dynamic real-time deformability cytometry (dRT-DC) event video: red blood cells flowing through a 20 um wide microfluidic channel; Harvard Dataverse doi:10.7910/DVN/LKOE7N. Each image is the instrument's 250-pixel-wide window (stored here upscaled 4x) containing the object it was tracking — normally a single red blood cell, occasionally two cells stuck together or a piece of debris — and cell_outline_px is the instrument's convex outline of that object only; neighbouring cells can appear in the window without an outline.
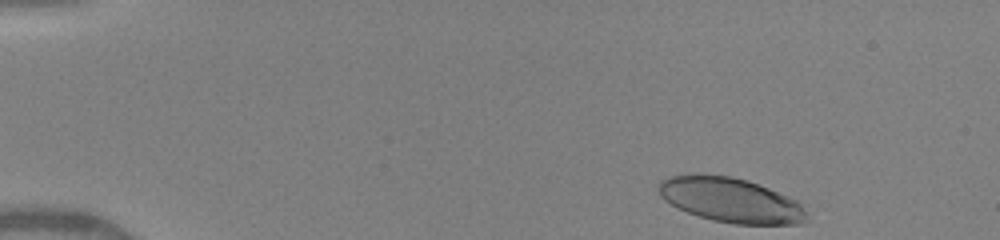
{"species": "human", "species_latin": "Homo sapiens", "temperature_condition": "warm", "stored_images_in_passage": 20, "camera_frame_rate_fps": 3000, "um_per_image_px": 0.085, "donor": {"sex": "female"}, "frame": {"image": 1, "passage_image": 1, "time_ms": 0.0, "image_size_px": [1000, 240], "cell_outline_px": [[808, 220], [804, 224], [736, 224], [712, 220], [688, 212], [664, 200], [660, 196], [660, 180], [668, 176], [692, 172], [696, 172], [732, 176], [748, 180], [788, 196], [796, 200], [800, 204], [808, 216]], "centroid_in_image_um": [62.1, 16.98], "position_along_channel_um": 22.9, "area_um2": 38.84}}
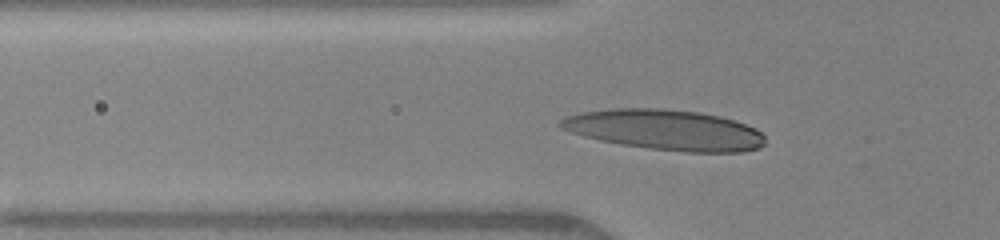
{"frame": {"image": 2, "passage_image": 14, "time_ms": 3.667, "image_size_px": [1000, 240], "cell_outline_px": [[764, 144], [760, 148], [740, 152], [688, 152], [652, 148], [624, 144], [600, 140], [584, 136], [560, 128], [556, 124], [564, 116], [584, 112], [612, 108], [664, 108], [700, 112], [720, 116], [736, 120], [756, 128], [764, 136]], "centroid_in_image_um": [56.55, 11.02], "position_along_channel_um": 69.2, "area_um2": 48.15}}
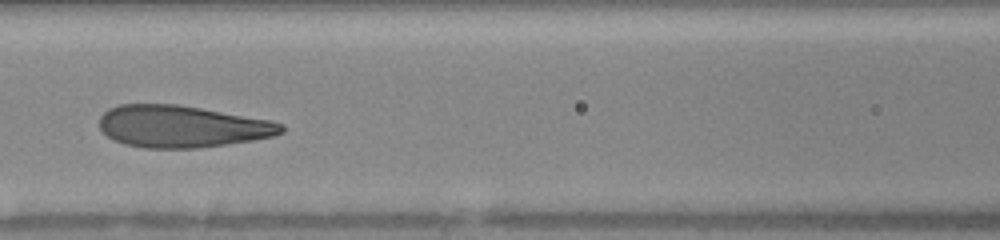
{"frame": {"image": 3, "passage_image": 19, "time_ms": 5.667, "image_size_px": [1000, 240], "cell_outline_px": [[284, 132], [272, 136], [252, 140], [200, 148], [144, 148], [124, 144], [108, 136], [100, 128], [100, 116], [108, 108], [120, 104], [176, 104], [272, 120], [284, 124]], "centroid_in_image_um": [15.47, 10.74], "position_along_channel_um": 151.1, "area_um2": 44.45}}